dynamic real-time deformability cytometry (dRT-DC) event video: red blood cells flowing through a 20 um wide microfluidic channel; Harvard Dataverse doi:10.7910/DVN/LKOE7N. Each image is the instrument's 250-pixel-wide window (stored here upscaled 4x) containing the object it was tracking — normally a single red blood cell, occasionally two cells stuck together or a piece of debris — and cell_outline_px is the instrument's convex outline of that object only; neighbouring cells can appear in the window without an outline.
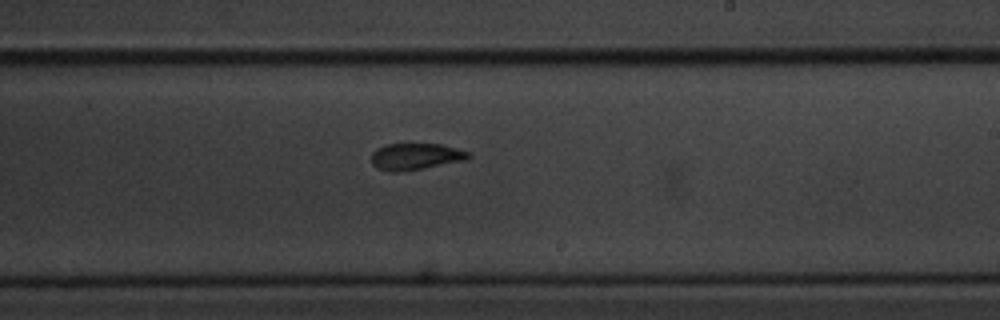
{"species": "common noctule bat (a hibernating species)", "species_latin": "Nyctalus noctula", "temperature_condition": "cold", "stored_images_in_passage": 6, "camera_frame_rate_fps": 3000, "um_per_image_px": 0.085, "animal": {"sex": "male", "body_mass_g": 20.1, "forearm_length_mm": 53.5}, "frame": {"image": 1, "passage_image": 6, "time_ms": 1.667, "image_size_px": [1000, 320], "cell_outline_px": [[472, 156], [464, 160], [420, 168], [396, 172], [388, 172], [376, 168], [372, 164], [372, 152], [376, 148], [384, 144], [440, 144], [456, 148], [468, 152]], "centroid_in_image_um": [35.26, 13.29], "position_along_channel_um": 253.7, "area_um2": 14.85}}